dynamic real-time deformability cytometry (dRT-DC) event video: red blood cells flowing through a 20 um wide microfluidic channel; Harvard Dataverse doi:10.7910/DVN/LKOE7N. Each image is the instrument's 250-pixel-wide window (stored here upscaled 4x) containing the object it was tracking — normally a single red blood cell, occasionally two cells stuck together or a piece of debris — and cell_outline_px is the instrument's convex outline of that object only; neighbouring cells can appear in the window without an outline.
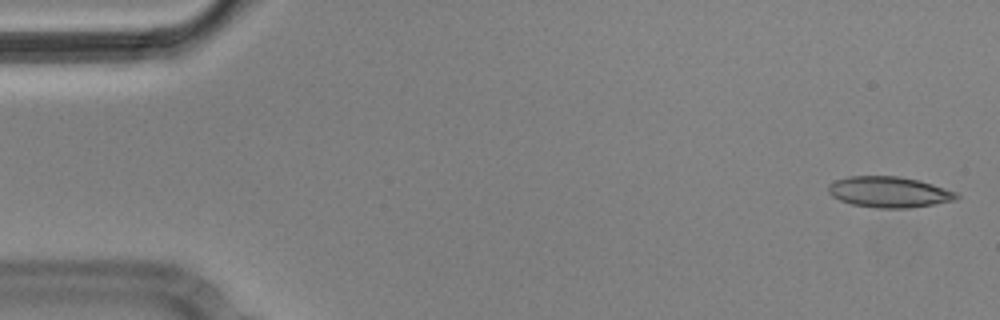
{"species": "Egyptian fruit bat (a non-hibernating species)", "species_latin": "Rousettus aegyptiacus", "temperature_condition": "cold", "stored_images_in_passage": 7, "camera_frame_rate_fps": 3000, "um_per_image_px": 0.085, "animal": {"sex": "male"}, "frame": {"image": 1, "passage_image": 1, "time_ms": 0.0, "image_size_px": [1000, 320], "cell_outline_px": [[960, 196], [956, 200], [908, 208], [876, 208], [852, 204], [840, 200], [832, 196], [828, 192], [828, 184], [836, 180], [848, 176], [900, 176], [932, 184], [956, 192]], "centroid_in_image_um": [75.55, 16.32], "position_along_channel_um": 9.5, "area_um2": 22.95}}
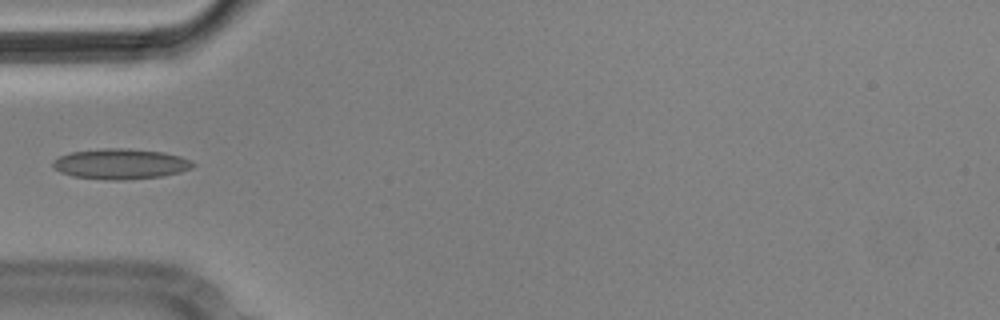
{"frame": {"image": 2, "passage_image": 5, "time_ms": 1.333, "image_size_px": [1000, 320], "cell_outline_px": [[196, 164], [192, 168], [180, 172], [160, 176], [124, 180], [108, 180], [72, 176], [60, 172], [52, 168], [52, 160], [60, 156], [72, 152], [104, 148], [128, 148], [164, 152], [180, 156], [192, 160]], "centroid_in_image_um": [10.24, 13.93], "position_along_channel_um": 74.8, "area_um2": 24.97}}
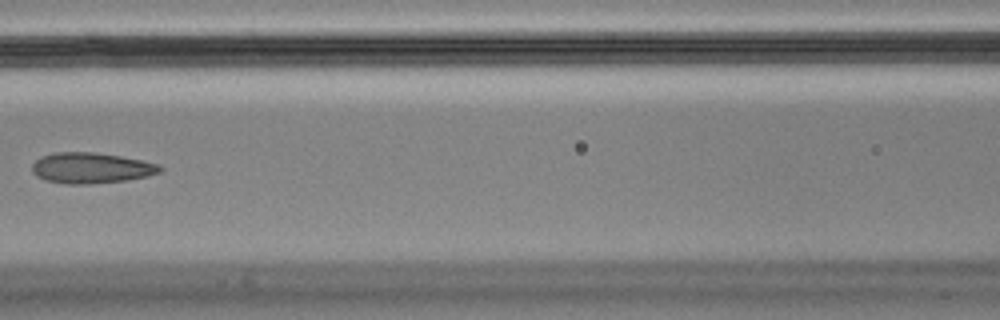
{"frame": {"image": 3, "passage_image": 7, "time_ms": 2.0, "image_size_px": [1000, 320], "cell_outline_px": [[164, 168], [160, 172], [148, 176], [128, 180], [88, 184], [64, 184], [44, 180], [36, 176], [32, 172], [32, 164], [40, 156], [56, 152], [92, 152], [120, 156], [160, 164]], "centroid_in_image_um": [7.73, 14.28], "position_along_channel_um": 158.9, "area_um2": 23.06}}